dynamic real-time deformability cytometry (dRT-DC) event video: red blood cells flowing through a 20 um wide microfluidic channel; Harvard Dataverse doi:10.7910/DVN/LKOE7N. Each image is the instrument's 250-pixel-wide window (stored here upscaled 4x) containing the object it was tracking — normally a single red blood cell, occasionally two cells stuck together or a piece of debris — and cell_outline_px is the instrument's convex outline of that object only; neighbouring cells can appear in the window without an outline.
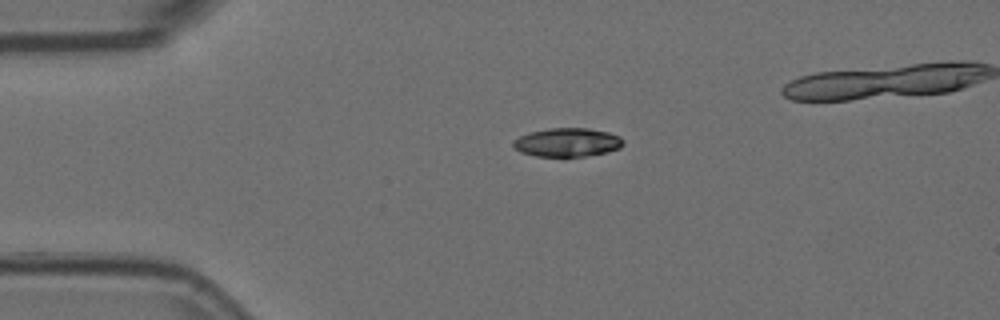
{"species": "Egyptian fruit bat (a non-hibernating species)", "species_latin": "Rousettus aegyptiacus", "temperature_condition": "room temperature", "stored_images_in_passage": 36, "camera_frame_rate_fps": 3000, "um_per_image_px": 0.085, "animal": {"sex": "female"}, "frame": {"image": 1, "passage_image": 1, "time_ms": 0.0, "image_size_px": [1000, 320], "cell_outline_px": [[624, 144], [620, 148], [608, 152], [584, 156], [536, 156], [520, 152], [512, 144], [512, 140], [528, 132], [548, 128], [588, 128], [608, 132], [620, 136], [624, 140]], "centroid_in_image_um": [48.23, 12.09], "position_along_channel_um": 36.8, "area_um2": 18.5}}
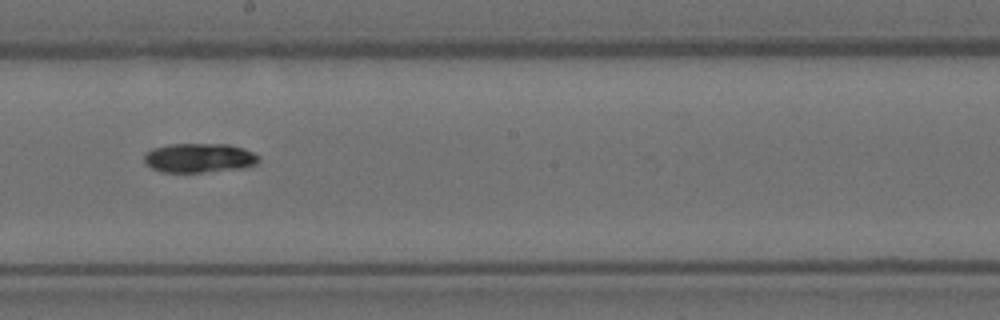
{"frame": {"image": 2, "passage_image": 20, "time_ms": 6.333, "image_size_px": [1000, 320], "cell_outline_px": [[260, 160], [256, 164], [244, 168], [200, 172], [160, 172], [144, 164], [144, 152], [152, 148], [168, 144], [228, 144], [244, 148], [260, 156]], "centroid_in_image_um": [16.91, 13.42], "position_along_channel_um": 231.3, "area_um2": 19.83}}
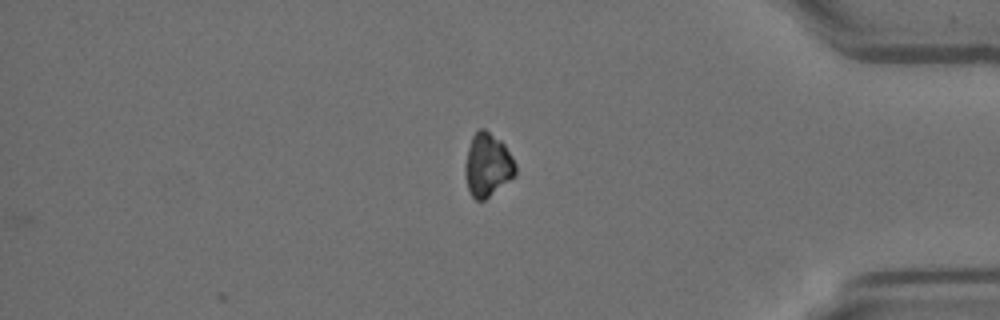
{"frame": {"image": 3, "passage_image": 36, "time_ms": 11.667, "image_size_px": [1000, 320], "cell_outline_px": [[516, 176], [484, 200], [476, 200], [472, 196], [468, 188], [464, 176], [464, 168], [468, 148], [472, 136], [480, 128], [484, 128], [500, 140], [504, 144], [512, 156], [516, 164]], "centroid_in_image_um": [41.44, 14.03], "position_along_channel_um": 393.8, "area_um2": 18.67}}